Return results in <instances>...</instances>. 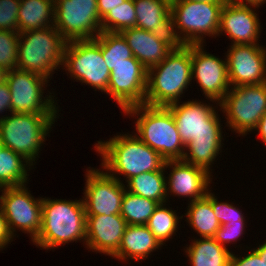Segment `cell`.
Masks as SVG:
<instances>
[{"label":"cell","mask_w":266,"mask_h":266,"mask_svg":"<svg viewBox=\"0 0 266 266\" xmlns=\"http://www.w3.org/2000/svg\"><path fill=\"white\" fill-rule=\"evenodd\" d=\"M224 4L225 2L188 0L171 2V34L176 43L178 45H204V35L216 38Z\"/></svg>","instance_id":"cell-6"},{"label":"cell","mask_w":266,"mask_h":266,"mask_svg":"<svg viewBox=\"0 0 266 266\" xmlns=\"http://www.w3.org/2000/svg\"><path fill=\"white\" fill-rule=\"evenodd\" d=\"M213 193H211V205L215 213V217L218 219L221 225L230 223L231 221L244 220L242 211L233 206V203L219 202Z\"/></svg>","instance_id":"cell-35"},{"label":"cell","mask_w":266,"mask_h":266,"mask_svg":"<svg viewBox=\"0 0 266 266\" xmlns=\"http://www.w3.org/2000/svg\"><path fill=\"white\" fill-rule=\"evenodd\" d=\"M255 130H258L261 140L266 145V113L259 120V123Z\"/></svg>","instance_id":"cell-41"},{"label":"cell","mask_w":266,"mask_h":266,"mask_svg":"<svg viewBox=\"0 0 266 266\" xmlns=\"http://www.w3.org/2000/svg\"><path fill=\"white\" fill-rule=\"evenodd\" d=\"M96 39L102 47V55L110 72L133 57L131 48L121 33L101 32Z\"/></svg>","instance_id":"cell-30"},{"label":"cell","mask_w":266,"mask_h":266,"mask_svg":"<svg viewBox=\"0 0 266 266\" xmlns=\"http://www.w3.org/2000/svg\"><path fill=\"white\" fill-rule=\"evenodd\" d=\"M54 27L68 42L94 39L101 33L97 0H54Z\"/></svg>","instance_id":"cell-12"},{"label":"cell","mask_w":266,"mask_h":266,"mask_svg":"<svg viewBox=\"0 0 266 266\" xmlns=\"http://www.w3.org/2000/svg\"><path fill=\"white\" fill-rule=\"evenodd\" d=\"M127 226L121 215H86V245L90 250L113 256Z\"/></svg>","instance_id":"cell-21"},{"label":"cell","mask_w":266,"mask_h":266,"mask_svg":"<svg viewBox=\"0 0 266 266\" xmlns=\"http://www.w3.org/2000/svg\"><path fill=\"white\" fill-rule=\"evenodd\" d=\"M54 22V0H20L18 33L52 27Z\"/></svg>","instance_id":"cell-24"},{"label":"cell","mask_w":266,"mask_h":266,"mask_svg":"<svg viewBox=\"0 0 266 266\" xmlns=\"http://www.w3.org/2000/svg\"><path fill=\"white\" fill-rule=\"evenodd\" d=\"M253 6L235 4L227 0L221 11L218 36L222 32L233 41L232 44H259L261 25Z\"/></svg>","instance_id":"cell-19"},{"label":"cell","mask_w":266,"mask_h":266,"mask_svg":"<svg viewBox=\"0 0 266 266\" xmlns=\"http://www.w3.org/2000/svg\"><path fill=\"white\" fill-rule=\"evenodd\" d=\"M63 67L71 78L93 89L107 92L110 70L106 66L99 41L94 39L68 41L64 48Z\"/></svg>","instance_id":"cell-9"},{"label":"cell","mask_w":266,"mask_h":266,"mask_svg":"<svg viewBox=\"0 0 266 266\" xmlns=\"http://www.w3.org/2000/svg\"><path fill=\"white\" fill-rule=\"evenodd\" d=\"M165 170L167 169L164 167L161 170L143 172L133 176L126 182L128 183L126 190L135 195L154 200L159 204L167 203Z\"/></svg>","instance_id":"cell-26"},{"label":"cell","mask_w":266,"mask_h":266,"mask_svg":"<svg viewBox=\"0 0 266 266\" xmlns=\"http://www.w3.org/2000/svg\"><path fill=\"white\" fill-rule=\"evenodd\" d=\"M124 114L140 116L135 122L136 136L166 161L182 160L185 145L168 107L141 104L127 108Z\"/></svg>","instance_id":"cell-5"},{"label":"cell","mask_w":266,"mask_h":266,"mask_svg":"<svg viewBox=\"0 0 266 266\" xmlns=\"http://www.w3.org/2000/svg\"><path fill=\"white\" fill-rule=\"evenodd\" d=\"M188 1H197V2H226L227 0H188Z\"/></svg>","instance_id":"cell-45"},{"label":"cell","mask_w":266,"mask_h":266,"mask_svg":"<svg viewBox=\"0 0 266 266\" xmlns=\"http://www.w3.org/2000/svg\"><path fill=\"white\" fill-rule=\"evenodd\" d=\"M231 45L226 55L231 87L266 82L265 47L259 44Z\"/></svg>","instance_id":"cell-17"},{"label":"cell","mask_w":266,"mask_h":266,"mask_svg":"<svg viewBox=\"0 0 266 266\" xmlns=\"http://www.w3.org/2000/svg\"><path fill=\"white\" fill-rule=\"evenodd\" d=\"M12 238H14V236L10 232L6 217L0 207V250L11 242Z\"/></svg>","instance_id":"cell-38"},{"label":"cell","mask_w":266,"mask_h":266,"mask_svg":"<svg viewBox=\"0 0 266 266\" xmlns=\"http://www.w3.org/2000/svg\"><path fill=\"white\" fill-rule=\"evenodd\" d=\"M185 248L192 266H229L232 252L213 237L192 240Z\"/></svg>","instance_id":"cell-25"},{"label":"cell","mask_w":266,"mask_h":266,"mask_svg":"<svg viewBox=\"0 0 266 266\" xmlns=\"http://www.w3.org/2000/svg\"><path fill=\"white\" fill-rule=\"evenodd\" d=\"M203 48V45H191L192 79H197L206 99L219 104L231 86L227 60L223 61Z\"/></svg>","instance_id":"cell-16"},{"label":"cell","mask_w":266,"mask_h":266,"mask_svg":"<svg viewBox=\"0 0 266 266\" xmlns=\"http://www.w3.org/2000/svg\"><path fill=\"white\" fill-rule=\"evenodd\" d=\"M146 86L147 69L133 56L111 71L106 94L117 101L124 112L145 103Z\"/></svg>","instance_id":"cell-15"},{"label":"cell","mask_w":266,"mask_h":266,"mask_svg":"<svg viewBox=\"0 0 266 266\" xmlns=\"http://www.w3.org/2000/svg\"><path fill=\"white\" fill-rule=\"evenodd\" d=\"M27 189L26 185L1 188L0 207L12 235L20 229L34 241L41 230L43 198L35 199Z\"/></svg>","instance_id":"cell-13"},{"label":"cell","mask_w":266,"mask_h":266,"mask_svg":"<svg viewBox=\"0 0 266 266\" xmlns=\"http://www.w3.org/2000/svg\"><path fill=\"white\" fill-rule=\"evenodd\" d=\"M136 27L159 35L171 34V2L168 0H133Z\"/></svg>","instance_id":"cell-23"},{"label":"cell","mask_w":266,"mask_h":266,"mask_svg":"<svg viewBox=\"0 0 266 266\" xmlns=\"http://www.w3.org/2000/svg\"><path fill=\"white\" fill-rule=\"evenodd\" d=\"M227 126L242 136L255 130L266 113V82L231 87L219 102Z\"/></svg>","instance_id":"cell-10"},{"label":"cell","mask_w":266,"mask_h":266,"mask_svg":"<svg viewBox=\"0 0 266 266\" xmlns=\"http://www.w3.org/2000/svg\"><path fill=\"white\" fill-rule=\"evenodd\" d=\"M235 4L243 6H253L254 8L262 6L266 0H232ZM249 4V5H248Z\"/></svg>","instance_id":"cell-42"},{"label":"cell","mask_w":266,"mask_h":266,"mask_svg":"<svg viewBox=\"0 0 266 266\" xmlns=\"http://www.w3.org/2000/svg\"><path fill=\"white\" fill-rule=\"evenodd\" d=\"M164 167L172 168L166 178L167 196L170 192L175 196L189 197L192 202L204 198L211 191L208 187L212 183L211 173L206 169L183 160L166 161Z\"/></svg>","instance_id":"cell-18"},{"label":"cell","mask_w":266,"mask_h":266,"mask_svg":"<svg viewBox=\"0 0 266 266\" xmlns=\"http://www.w3.org/2000/svg\"><path fill=\"white\" fill-rule=\"evenodd\" d=\"M6 72H7L6 70H4L2 67H0V83L5 81Z\"/></svg>","instance_id":"cell-44"},{"label":"cell","mask_w":266,"mask_h":266,"mask_svg":"<svg viewBox=\"0 0 266 266\" xmlns=\"http://www.w3.org/2000/svg\"><path fill=\"white\" fill-rule=\"evenodd\" d=\"M164 206H166V203L159 204L146 223V226L161 245H164L166 240L168 241L176 234L179 219L183 217L181 216L179 218V216L176 215L175 210L173 211Z\"/></svg>","instance_id":"cell-31"},{"label":"cell","mask_w":266,"mask_h":266,"mask_svg":"<svg viewBox=\"0 0 266 266\" xmlns=\"http://www.w3.org/2000/svg\"><path fill=\"white\" fill-rule=\"evenodd\" d=\"M0 117V139L6 148L34 164L56 114L10 113ZM37 156V157H36Z\"/></svg>","instance_id":"cell-8"},{"label":"cell","mask_w":266,"mask_h":266,"mask_svg":"<svg viewBox=\"0 0 266 266\" xmlns=\"http://www.w3.org/2000/svg\"><path fill=\"white\" fill-rule=\"evenodd\" d=\"M175 120L180 138L185 145L183 161L206 169L221 151L222 127L219 116L209 103L187 101L167 106ZM190 152V153H189Z\"/></svg>","instance_id":"cell-1"},{"label":"cell","mask_w":266,"mask_h":266,"mask_svg":"<svg viewBox=\"0 0 266 266\" xmlns=\"http://www.w3.org/2000/svg\"><path fill=\"white\" fill-rule=\"evenodd\" d=\"M133 56L148 70L161 63L178 45L173 35H159L138 27L121 32Z\"/></svg>","instance_id":"cell-20"},{"label":"cell","mask_w":266,"mask_h":266,"mask_svg":"<svg viewBox=\"0 0 266 266\" xmlns=\"http://www.w3.org/2000/svg\"><path fill=\"white\" fill-rule=\"evenodd\" d=\"M136 27V12L133 0H127L110 10L101 20V32L121 33L125 29Z\"/></svg>","instance_id":"cell-32"},{"label":"cell","mask_w":266,"mask_h":266,"mask_svg":"<svg viewBox=\"0 0 266 266\" xmlns=\"http://www.w3.org/2000/svg\"><path fill=\"white\" fill-rule=\"evenodd\" d=\"M161 246L146 225H127L118 251L112 257L120 261L144 260Z\"/></svg>","instance_id":"cell-22"},{"label":"cell","mask_w":266,"mask_h":266,"mask_svg":"<svg viewBox=\"0 0 266 266\" xmlns=\"http://www.w3.org/2000/svg\"><path fill=\"white\" fill-rule=\"evenodd\" d=\"M5 148V146L3 145V143L1 142V139H0V153L2 152V150Z\"/></svg>","instance_id":"cell-46"},{"label":"cell","mask_w":266,"mask_h":266,"mask_svg":"<svg viewBox=\"0 0 266 266\" xmlns=\"http://www.w3.org/2000/svg\"><path fill=\"white\" fill-rule=\"evenodd\" d=\"M126 1L127 0H97V8L100 19L102 20L110 10L116 8Z\"/></svg>","instance_id":"cell-40"},{"label":"cell","mask_w":266,"mask_h":266,"mask_svg":"<svg viewBox=\"0 0 266 266\" xmlns=\"http://www.w3.org/2000/svg\"><path fill=\"white\" fill-rule=\"evenodd\" d=\"M19 33L0 30V67L6 71L17 68Z\"/></svg>","instance_id":"cell-33"},{"label":"cell","mask_w":266,"mask_h":266,"mask_svg":"<svg viewBox=\"0 0 266 266\" xmlns=\"http://www.w3.org/2000/svg\"><path fill=\"white\" fill-rule=\"evenodd\" d=\"M83 240L86 242V211L83 200H42V225L33 241L43 249Z\"/></svg>","instance_id":"cell-4"},{"label":"cell","mask_w":266,"mask_h":266,"mask_svg":"<svg viewBox=\"0 0 266 266\" xmlns=\"http://www.w3.org/2000/svg\"><path fill=\"white\" fill-rule=\"evenodd\" d=\"M94 145L96 151L101 154L103 170L119 181L121 180L117 177L118 174L124 175L127 182L133 176L143 172L163 169L166 162L158 152L145 144L135 133L133 136L132 134H120L109 141H98Z\"/></svg>","instance_id":"cell-2"},{"label":"cell","mask_w":266,"mask_h":266,"mask_svg":"<svg viewBox=\"0 0 266 266\" xmlns=\"http://www.w3.org/2000/svg\"><path fill=\"white\" fill-rule=\"evenodd\" d=\"M192 80L191 45H177L161 63L147 70L144 104L167 107L179 102Z\"/></svg>","instance_id":"cell-3"},{"label":"cell","mask_w":266,"mask_h":266,"mask_svg":"<svg viewBox=\"0 0 266 266\" xmlns=\"http://www.w3.org/2000/svg\"><path fill=\"white\" fill-rule=\"evenodd\" d=\"M31 166L22 155L5 147L0 153V189L26 185L29 175L27 171Z\"/></svg>","instance_id":"cell-28"},{"label":"cell","mask_w":266,"mask_h":266,"mask_svg":"<svg viewBox=\"0 0 266 266\" xmlns=\"http://www.w3.org/2000/svg\"><path fill=\"white\" fill-rule=\"evenodd\" d=\"M188 211L185 213L187 222L202 238L214 237L221 226L211 205V192L201 199L194 200L188 204Z\"/></svg>","instance_id":"cell-27"},{"label":"cell","mask_w":266,"mask_h":266,"mask_svg":"<svg viewBox=\"0 0 266 266\" xmlns=\"http://www.w3.org/2000/svg\"><path fill=\"white\" fill-rule=\"evenodd\" d=\"M7 109L11 113V93L5 80L0 83V113L8 111Z\"/></svg>","instance_id":"cell-39"},{"label":"cell","mask_w":266,"mask_h":266,"mask_svg":"<svg viewBox=\"0 0 266 266\" xmlns=\"http://www.w3.org/2000/svg\"><path fill=\"white\" fill-rule=\"evenodd\" d=\"M229 266H264L259 254L253 249L245 256L238 257L235 254H231Z\"/></svg>","instance_id":"cell-37"},{"label":"cell","mask_w":266,"mask_h":266,"mask_svg":"<svg viewBox=\"0 0 266 266\" xmlns=\"http://www.w3.org/2000/svg\"><path fill=\"white\" fill-rule=\"evenodd\" d=\"M5 80L11 93V113L58 115L55 96L43 97L46 77L16 68L6 72Z\"/></svg>","instance_id":"cell-11"},{"label":"cell","mask_w":266,"mask_h":266,"mask_svg":"<svg viewBox=\"0 0 266 266\" xmlns=\"http://www.w3.org/2000/svg\"><path fill=\"white\" fill-rule=\"evenodd\" d=\"M20 0H0V30L18 32Z\"/></svg>","instance_id":"cell-34"},{"label":"cell","mask_w":266,"mask_h":266,"mask_svg":"<svg viewBox=\"0 0 266 266\" xmlns=\"http://www.w3.org/2000/svg\"><path fill=\"white\" fill-rule=\"evenodd\" d=\"M158 205L159 203L154 200L125 190L120 215L127 225H146Z\"/></svg>","instance_id":"cell-29"},{"label":"cell","mask_w":266,"mask_h":266,"mask_svg":"<svg viewBox=\"0 0 266 266\" xmlns=\"http://www.w3.org/2000/svg\"><path fill=\"white\" fill-rule=\"evenodd\" d=\"M100 169L86 173L83 203L86 215H120L125 185Z\"/></svg>","instance_id":"cell-14"},{"label":"cell","mask_w":266,"mask_h":266,"mask_svg":"<svg viewBox=\"0 0 266 266\" xmlns=\"http://www.w3.org/2000/svg\"><path fill=\"white\" fill-rule=\"evenodd\" d=\"M66 43L54 26L19 33L17 68L49 79L63 64Z\"/></svg>","instance_id":"cell-7"},{"label":"cell","mask_w":266,"mask_h":266,"mask_svg":"<svg viewBox=\"0 0 266 266\" xmlns=\"http://www.w3.org/2000/svg\"><path fill=\"white\" fill-rule=\"evenodd\" d=\"M254 250L259 254L264 266H266V242L262 245H259L258 248L256 247Z\"/></svg>","instance_id":"cell-43"},{"label":"cell","mask_w":266,"mask_h":266,"mask_svg":"<svg viewBox=\"0 0 266 266\" xmlns=\"http://www.w3.org/2000/svg\"><path fill=\"white\" fill-rule=\"evenodd\" d=\"M245 227V220L231 221L221 225L214 235V239L222 246L225 244L236 242L243 234Z\"/></svg>","instance_id":"cell-36"}]
</instances>
